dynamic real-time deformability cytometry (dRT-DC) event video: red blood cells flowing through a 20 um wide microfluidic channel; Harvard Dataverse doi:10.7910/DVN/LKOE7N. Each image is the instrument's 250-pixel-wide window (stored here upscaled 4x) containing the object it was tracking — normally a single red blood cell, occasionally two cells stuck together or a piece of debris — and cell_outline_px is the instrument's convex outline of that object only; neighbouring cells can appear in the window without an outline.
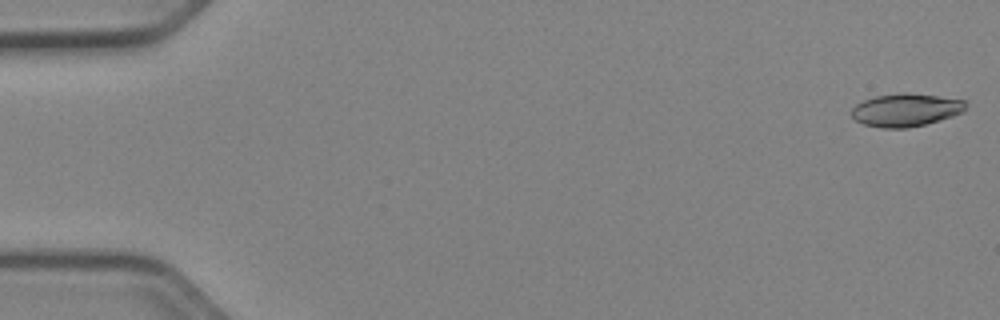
{"species": "Egyptian fruit bat (a non-hibernating species)", "species_latin": "Rousettus aegyptiacus", "temperature_condition": "cold", "stored_images_in_passage": 52, "camera_frame_rate_fps": 3000, "um_per_image_px": 0.085, "animal": {"sex": "female"}, "frame": {"image": 1, "passage_image": 1, "time_ms": 0.0, "image_size_px": [1000, 320], "cell_outline_px": [[968, 104], [964, 112], [940, 120], [908, 128], [880, 128], [864, 124], [856, 120], [852, 116], [852, 108], [856, 104], [864, 100], [876, 96], [904, 92], [908, 92], [968, 100]], "centroid_in_image_um": [77.04, 9.34], "position_along_channel_um": 8.0, "area_um2": 22.08}}
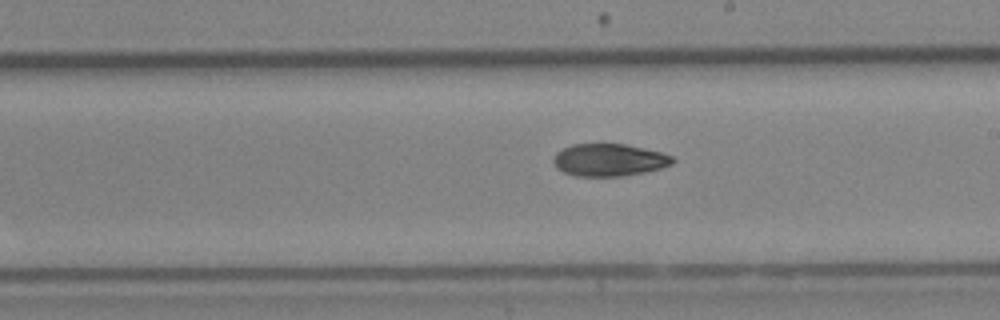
{"frame": {"image": 2, "passage_image": 30, "time_ms": 9.667, "image_size_px": [1000, 320], "cell_outline_px": [[676, 160], [672, 164], [660, 168], [644, 172], [620, 176], [576, 176], [564, 172], [556, 168], [552, 160], [552, 156], [556, 152], [572, 144], [624, 144], [660, 152], [672, 156]], "centroid_in_image_um": [51.74, 13.6], "position_along_channel_um": 237.3, "area_um2": 22.43}}
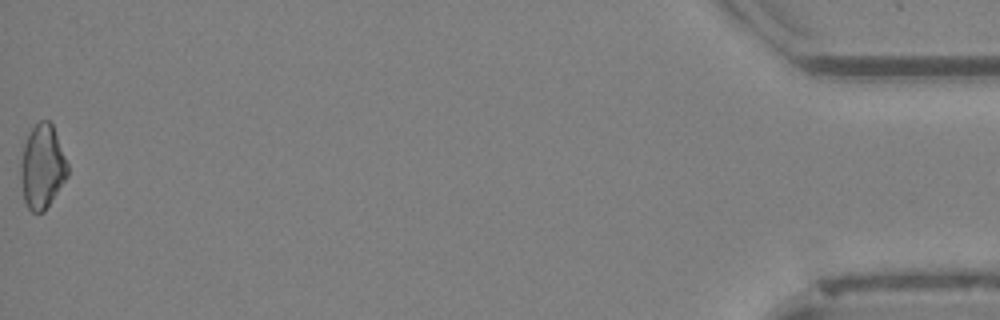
{"frame": {"image": 3, "passage_image": 52, "time_ms": 17.0, "image_size_px": [1000, 320], "cell_outline_px": [[68, 176], [44, 212], [32, 212], [28, 208], [24, 200], [20, 176], [20, 160], [24, 144], [32, 128], [40, 120], [48, 120], [52, 124], [68, 164]], "centroid_in_image_um": [3.58, 14.18], "position_along_channel_um": 431.6, "area_um2": 22.89}, "authors_computed_cell_mechanics": {"area_um2": 22.7154, "velocity_mm_per_s": 3.9662, "shape_relaxation_time_tau1_ms": 5.3447, "shape_relaxation_time_tau2_ms": null, "deformation_change_tau1": 0.1471, "deformation_change_tau2": null}}